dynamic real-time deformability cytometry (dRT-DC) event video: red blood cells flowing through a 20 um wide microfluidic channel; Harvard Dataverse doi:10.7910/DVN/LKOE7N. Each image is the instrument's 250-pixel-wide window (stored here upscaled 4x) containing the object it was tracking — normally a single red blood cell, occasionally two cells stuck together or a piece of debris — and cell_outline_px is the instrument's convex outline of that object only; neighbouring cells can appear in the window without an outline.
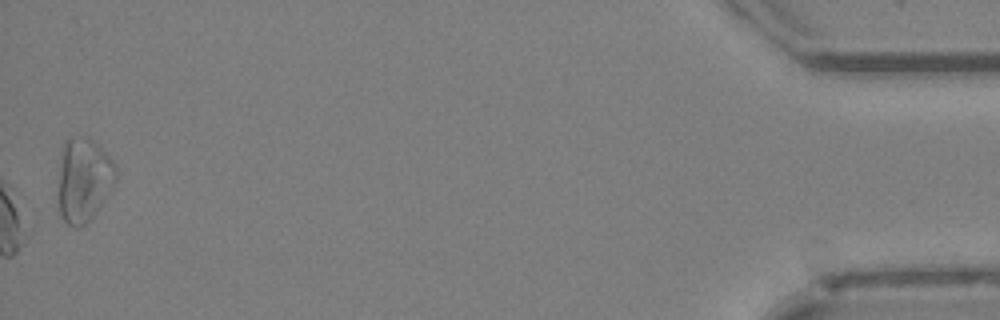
{"species": "Egyptian fruit bat (a non-hibernating species)", "species_latin": "Rousettus aegyptiacus", "temperature_condition": "cold", "stored_images_in_passage": 48, "camera_frame_rate_fps": 3000, "um_per_image_px": 0.085, "animal": {"sex": "female"}, "frame": {"image": 1, "passage_image": 48, "time_ms": 15.667, "image_size_px": [1000, 320], "cell_outline_px": [[116, 180], [112, 188], [92, 216], [84, 224], [76, 228], [68, 224], [60, 216], [60, 148], [64, 140], [80, 136], [92, 140], [100, 144], [116, 164]], "centroid_in_image_um": [7.13, 15.22], "position_along_channel_um": 428.1, "area_um2": 27.98}, "authors_computed_cell_mechanics": {"area_um2": 22.3108, "velocity_mm_per_s": 4.1336, "shape_relaxation_time_tau1_ms": 5.1634, "shape_relaxation_time_tau2_ms": 2.5635, "deformation_change_tau1": 0.1077, "deformation_change_tau2": 0.0914}}